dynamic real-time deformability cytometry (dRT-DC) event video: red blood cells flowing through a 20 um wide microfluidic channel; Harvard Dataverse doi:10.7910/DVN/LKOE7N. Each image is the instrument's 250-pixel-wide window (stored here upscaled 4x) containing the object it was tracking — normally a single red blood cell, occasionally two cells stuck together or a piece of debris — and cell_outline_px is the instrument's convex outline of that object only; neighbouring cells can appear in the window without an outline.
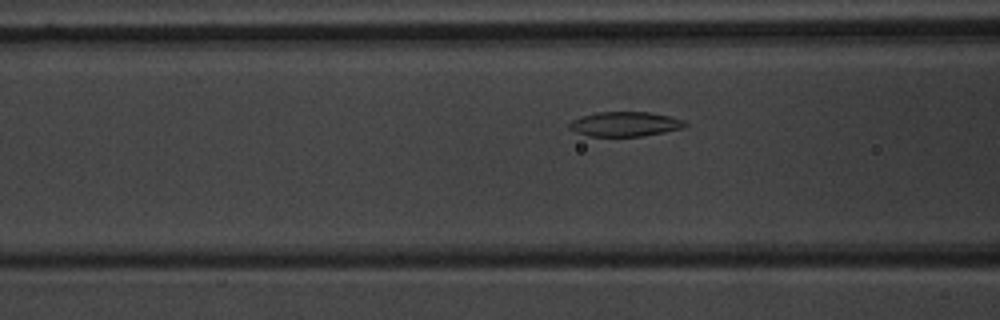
{"species": "common noctule bat (a hibernating species)", "species_latin": "Nyctalus noctula", "temperature_condition": "warm", "stored_images_in_passage": 13, "camera_frame_rate_fps": 3000, "um_per_image_px": 0.085, "animal": {"sex": "male", "body_mass_g": 20.1, "forearm_length_mm": 53.5}, "frame": {"image": 1, "passage_image": 10, "time_ms": 3.0, "image_size_px": [1000, 320], "cell_outline_px": [[688, 124], [684, 128], [664, 132], [640, 136], [588, 136], [576, 132], [568, 128], [568, 124], [572, 120], [580, 116], [596, 112], [652, 112], [684, 120]], "centroid_in_image_um": [53.11, 10.54], "position_along_channel_um": 113.5, "area_um2": 16.7}}